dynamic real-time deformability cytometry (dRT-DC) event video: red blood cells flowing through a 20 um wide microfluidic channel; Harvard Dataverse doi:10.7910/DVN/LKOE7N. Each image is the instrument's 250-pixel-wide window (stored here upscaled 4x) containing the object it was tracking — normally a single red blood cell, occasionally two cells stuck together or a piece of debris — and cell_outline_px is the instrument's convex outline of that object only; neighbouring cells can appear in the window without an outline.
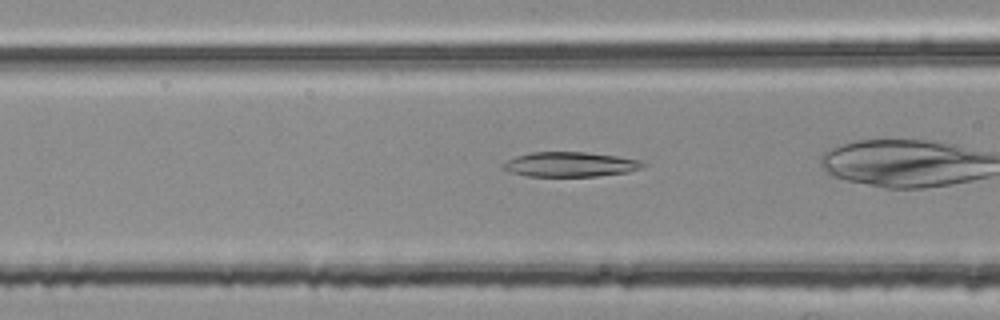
{"species": "common noctule bat (a hibernating species)", "species_latin": "Nyctalus noctula", "temperature_condition": "room temperature", "stored_images_in_passage": 26, "camera_frame_rate_fps": 3000, "um_per_image_px": 0.085, "animal": {"sex": "female", "body_mass_g": 25.1}, "frame": {"image": 1, "passage_image": 5, "time_ms": 1.333, "image_size_px": [1000, 320], "cell_outline_px": [[648, 164], [640, 168], [628, 172], [600, 176], [528, 176], [508, 172], [500, 164], [516, 156], [532, 152], [584, 152], [616, 156], [640, 160]], "centroid_in_image_um": [48.46, 13.97], "position_along_channel_um": 118.1, "area_um2": 20.17}}
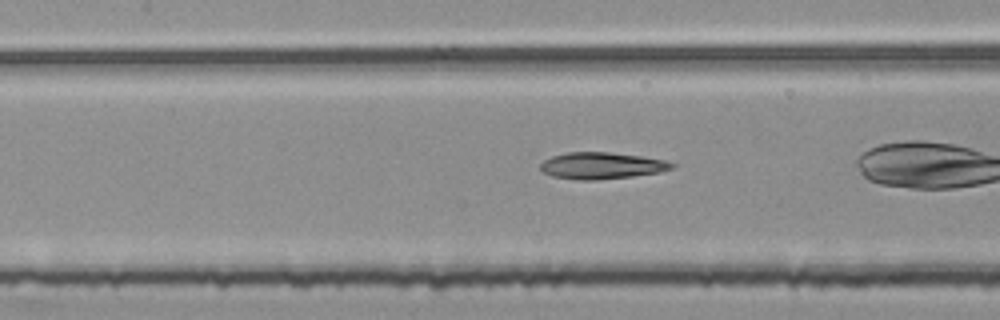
{"frame": {"image": 2, "passage_image": 8, "time_ms": 2.333, "image_size_px": [1000, 320], "cell_outline_px": [[676, 164], [672, 168], [660, 172], [632, 176], [596, 180], [580, 180], [552, 176], [540, 172], [540, 164], [544, 160], [552, 156], [568, 152], [608, 152], [640, 156], [664, 160]], "centroid_in_image_um": [51.1, 14.08], "position_along_channel_um": 156.3, "area_um2": 20.35}}